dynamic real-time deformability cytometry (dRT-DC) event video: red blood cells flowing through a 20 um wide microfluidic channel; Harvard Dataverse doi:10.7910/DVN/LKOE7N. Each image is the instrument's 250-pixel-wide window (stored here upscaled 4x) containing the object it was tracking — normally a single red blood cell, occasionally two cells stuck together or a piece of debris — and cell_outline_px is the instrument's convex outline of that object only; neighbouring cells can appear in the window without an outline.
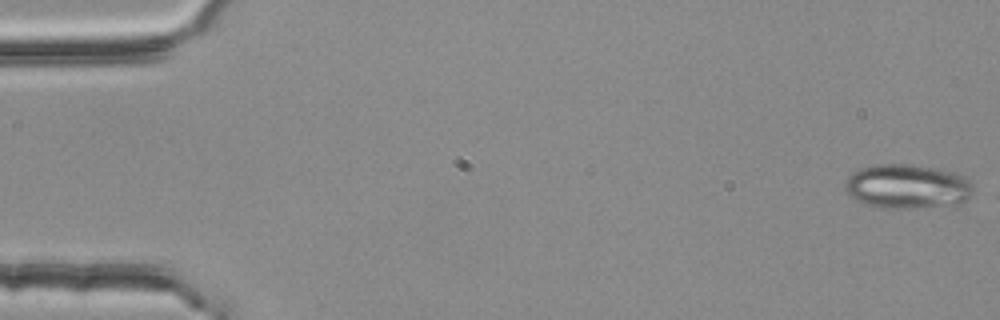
{"species": "common noctule bat (a hibernating species)", "species_latin": "Nyctalus noctula", "temperature_condition": "room temperature", "stored_images_in_passage": 4, "camera_frame_rate_fps": 3000, "um_per_image_px": 0.085, "animal": {"sex": "female", "body_mass_g": 25.1}, "frame": {"image": 1, "passage_image": 1, "time_ms": 0.0, "image_size_px": [1000, 320], "cell_outline_px": [[972, 192], [960, 208], [884, 208], [868, 204], [856, 200], [844, 188], [844, 184], [848, 176], [860, 168], [872, 164], [912, 164], [936, 168], [956, 172], [964, 176], [972, 184]], "centroid_in_image_um": [77.2, 15.87], "position_along_channel_um": 7.8, "area_um2": 33.99}}